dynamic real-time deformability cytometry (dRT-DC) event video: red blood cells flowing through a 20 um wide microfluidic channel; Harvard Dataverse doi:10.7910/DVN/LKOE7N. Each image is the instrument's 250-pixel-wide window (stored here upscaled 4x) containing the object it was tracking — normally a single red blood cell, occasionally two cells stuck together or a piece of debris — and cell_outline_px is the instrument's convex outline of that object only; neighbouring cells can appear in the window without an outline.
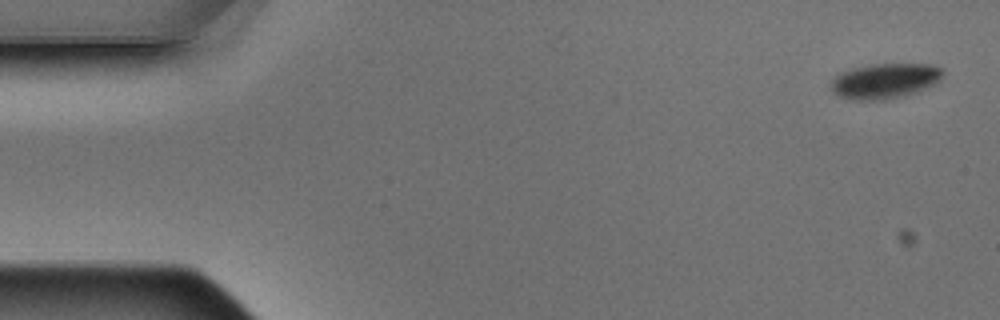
{"species": "Egyptian fruit bat (a non-hibernating species)", "species_latin": "Rousettus aegyptiacus", "temperature_condition": "warm", "stored_images_in_passage": 4, "camera_frame_rate_fps": 3000, "um_per_image_px": 0.085, "animal": {"sex": "male"}, "frame": {"image": 1, "passage_image": 1, "time_ms": 0.0, "image_size_px": [1000, 320], "cell_outline_px": [[944, 72], [932, 84], [916, 92], [904, 96], [884, 100], [848, 100], [836, 96], [832, 92], [832, 80], [836, 76], [844, 72], [856, 68], [872, 64], [932, 64], [940, 68]], "centroid_in_image_um": [75.17, 6.9], "position_along_channel_um": 9.8, "area_um2": 22.66}}
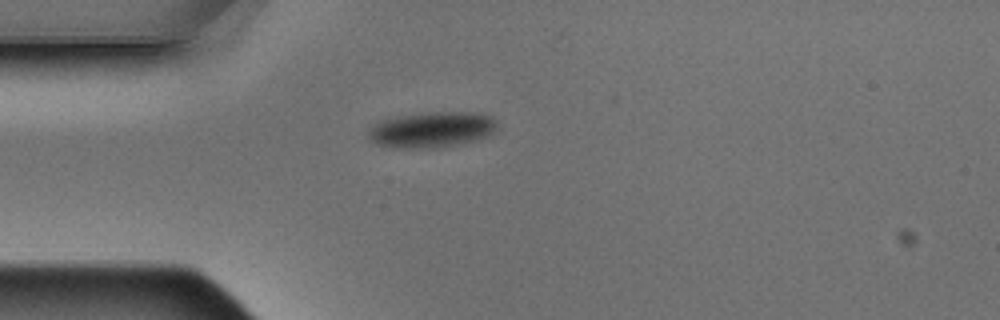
{"frame": {"image": 2, "passage_image": 4, "time_ms": 1.0, "image_size_px": [1000, 320], "cell_outline_px": [[496, 132], [488, 136], [476, 140], [456, 144], [432, 148], [392, 148], [376, 144], [368, 140], [368, 128], [380, 120], [400, 116], [428, 112], [484, 112], [492, 116], [496, 120]], "centroid_in_image_um": [36.7, 11.01], "position_along_channel_um": 48.3, "area_um2": 27.22}}